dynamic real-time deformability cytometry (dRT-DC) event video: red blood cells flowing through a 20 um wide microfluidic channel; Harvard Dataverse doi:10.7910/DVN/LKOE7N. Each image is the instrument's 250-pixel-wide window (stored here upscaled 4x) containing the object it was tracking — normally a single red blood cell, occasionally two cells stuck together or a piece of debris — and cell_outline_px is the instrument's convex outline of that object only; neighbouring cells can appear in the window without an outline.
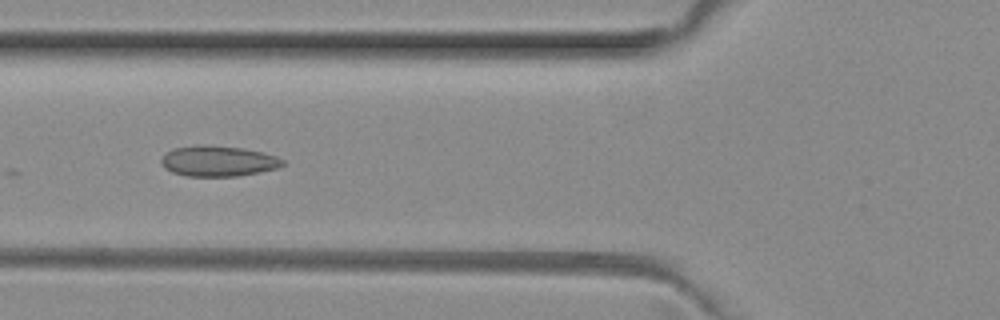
{"species": "common noctule bat (a hibernating species)", "species_latin": "Nyctalus noctula", "temperature_condition": "room temperature", "stored_images_in_passage": 5, "camera_frame_rate_fps": 3000, "um_per_image_px": 0.085, "animal": {"sex": "female", "body_mass_g": 29.2, "forearm_length_mm": 56.3}, "frame": {"image": 1, "passage_image": 5, "time_ms": 1.333, "image_size_px": [1000, 320], "cell_outline_px": [[284, 164], [280, 168], [260, 172], [236, 176], [188, 176], [172, 172], [164, 168], [160, 160], [172, 148], [204, 144], [240, 148], [260, 152], [276, 156], [284, 160]], "centroid_in_image_um": [18.55, 13.69], "position_along_channel_um": 107.3, "area_um2": 21.56}}